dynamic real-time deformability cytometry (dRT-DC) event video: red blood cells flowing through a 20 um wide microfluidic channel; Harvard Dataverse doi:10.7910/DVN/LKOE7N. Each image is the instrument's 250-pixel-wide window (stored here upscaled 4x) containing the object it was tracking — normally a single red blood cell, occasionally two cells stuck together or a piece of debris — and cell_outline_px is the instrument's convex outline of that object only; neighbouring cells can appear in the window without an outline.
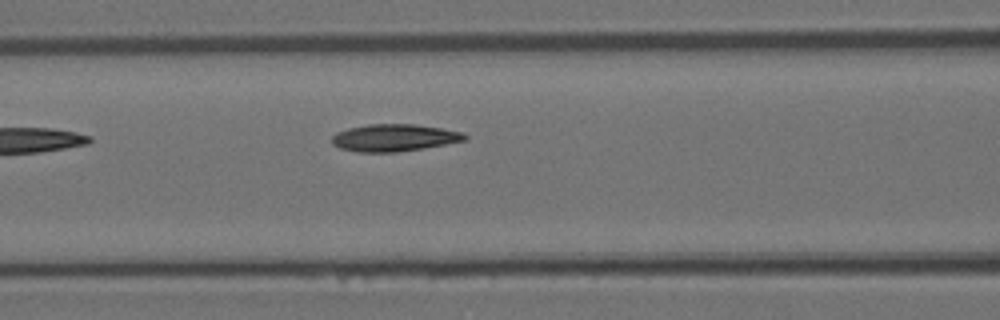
{"species": "Egyptian fruit bat (a non-hibernating species)", "species_latin": "Rousettus aegyptiacus", "temperature_condition": "room temperature", "stored_images_in_passage": 6, "camera_frame_rate_fps": 3000, "um_per_image_px": 0.085, "animal": {"sex": "female"}, "frame": {"image": 1, "passage_image": 6, "time_ms": 1.667, "image_size_px": [1000, 320], "cell_outline_px": [[468, 136], [464, 140], [424, 148], [396, 152], [356, 152], [340, 148], [332, 144], [332, 136], [336, 132], [348, 128], [368, 124], [416, 124], [464, 132]], "centroid_in_image_um": [33.47, 11.7], "position_along_channel_um": 133.1, "area_um2": 21.04}}